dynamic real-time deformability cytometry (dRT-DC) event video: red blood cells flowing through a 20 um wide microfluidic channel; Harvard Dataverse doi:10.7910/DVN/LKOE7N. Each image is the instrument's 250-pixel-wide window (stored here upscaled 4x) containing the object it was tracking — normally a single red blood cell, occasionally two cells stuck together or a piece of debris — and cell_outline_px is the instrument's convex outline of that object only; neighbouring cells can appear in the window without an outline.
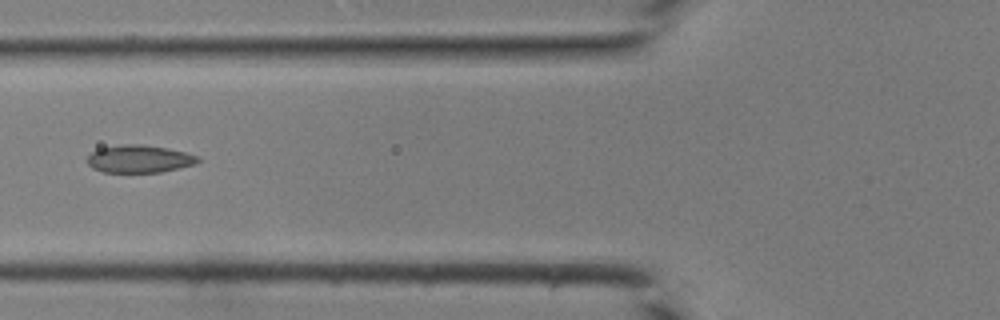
{"species": "common noctule bat (a hibernating species)", "species_latin": "Nyctalus noctula", "temperature_condition": "room temperature", "stored_images_in_passage": 11, "camera_frame_rate_fps": 3000, "um_per_image_px": 0.085, "animal": {"sex": "male", "body_mass_g": 19.0, "forearm_length_mm": 50.8}, "frame": {"image": 1, "passage_image": 5, "time_ms": 1.333, "image_size_px": [1000, 320], "cell_outline_px": [[200, 160], [192, 164], [160, 172], [104, 172], [92, 168], [88, 164], [88, 156], [92, 152], [100, 148], [120, 144], [140, 144], [168, 148], [184, 152], [196, 156]], "centroid_in_image_um": [11.78, 13.5], "position_along_channel_um": 114.0, "area_um2": 17.51}}